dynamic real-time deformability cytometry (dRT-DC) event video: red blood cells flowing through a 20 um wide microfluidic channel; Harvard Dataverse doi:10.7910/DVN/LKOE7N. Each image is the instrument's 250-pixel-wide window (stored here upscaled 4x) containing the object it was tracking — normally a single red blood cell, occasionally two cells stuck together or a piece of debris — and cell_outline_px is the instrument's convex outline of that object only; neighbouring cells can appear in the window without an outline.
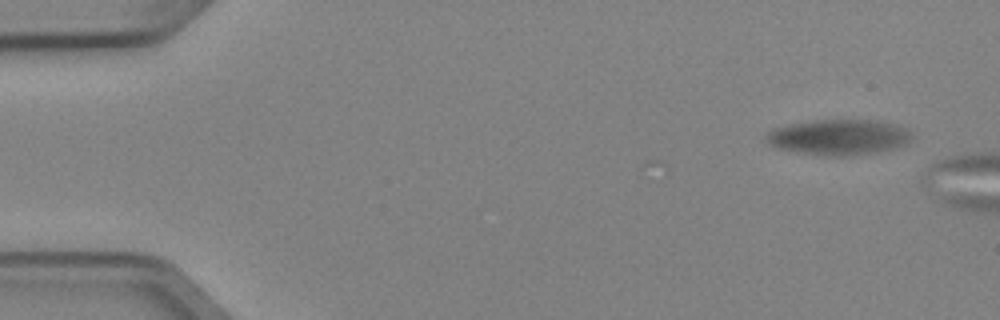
{"species": "Egyptian fruit bat (a non-hibernating species)", "species_latin": "Rousettus aegyptiacus", "temperature_condition": "cold", "stored_images_in_passage": 3, "camera_frame_rate_fps": 3000, "um_per_image_px": 0.085, "animal": {"sex": "female"}, "frame": {"image": 1, "passage_image": 1, "time_ms": 0.0, "image_size_px": [1000, 320], "cell_outline_px": [[912, 140], [896, 148], [876, 152], [852, 156], [828, 156], [796, 152], [776, 148], [768, 144], [764, 140], [764, 136], [772, 128], [792, 124], [816, 120], [880, 120], [900, 124], [912, 136]], "centroid_in_image_um": [71.28, 11.66], "position_along_channel_um": 13.7, "area_um2": 30.52}}